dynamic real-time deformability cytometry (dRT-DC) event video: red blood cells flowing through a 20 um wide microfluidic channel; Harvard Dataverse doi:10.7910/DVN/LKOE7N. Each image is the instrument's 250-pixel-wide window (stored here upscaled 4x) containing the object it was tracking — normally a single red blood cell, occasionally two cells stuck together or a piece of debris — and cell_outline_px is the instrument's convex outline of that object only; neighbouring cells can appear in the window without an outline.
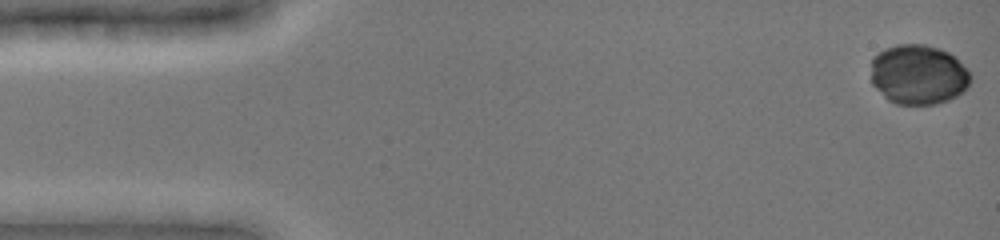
{"species": "common noctule bat (a hibernating species)", "species_latin": "Nyctalus noctula", "temperature_condition": "cold", "stored_images_in_passage": 49, "camera_frame_rate_fps": 3000, "um_per_image_px": 0.085, "animal": {"sex": "female", "body_mass_g": 19.0, "forearm_length_mm": 51.5}, "frame": {"image": 1, "passage_image": 1, "time_ms": 0.0, "image_size_px": [1000, 240], "cell_outline_px": [[972, 80], [968, 88], [964, 92], [948, 100], [936, 104], [896, 104], [888, 100], [872, 84], [872, 56], [884, 48], [896, 44], [924, 44], [940, 48], [956, 56], [972, 72]], "centroid_in_image_um": [78.11, 6.32], "position_along_channel_um": 6.9, "area_um2": 35.43}}
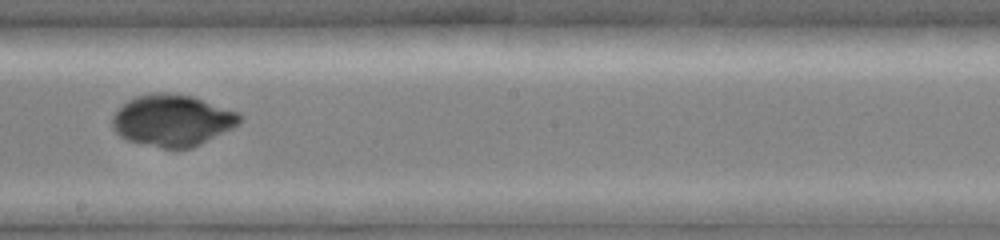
{"frame": {"image": 2, "passage_image": 28, "time_ms": 9.0, "image_size_px": [1000, 240], "cell_outline_px": [[244, 116], [232, 128], [192, 148], [164, 148], [128, 140], [120, 136], [112, 128], [112, 116], [128, 100], [136, 96], [148, 92], [168, 92], [192, 96], [240, 112]], "centroid_in_image_um": [14.65, 10.21], "position_along_channel_um": 233.6, "area_um2": 38.21}}
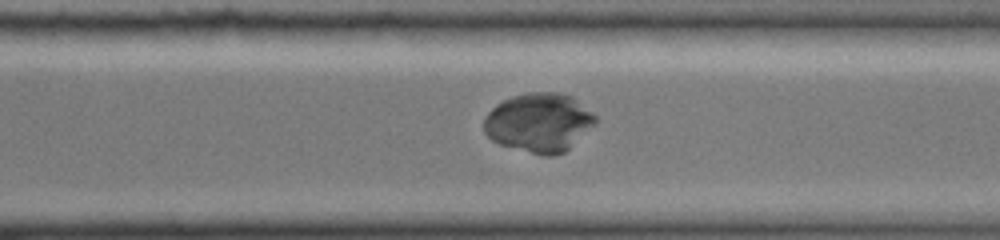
{"frame": {"image": 3, "passage_image": 35, "time_ms": 11.333, "image_size_px": [1000, 240], "cell_outline_px": [[596, 124], [564, 152], [552, 156], [544, 156], [500, 144], [492, 140], [484, 132], [484, 116], [496, 104], [512, 96], [528, 92], [556, 92], [572, 96], [592, 112], [596, 116]], "centroid_in_image_um": [45.81, 10.41], "position_along_channel_um": 324.8, "area_um2": 38.26}}